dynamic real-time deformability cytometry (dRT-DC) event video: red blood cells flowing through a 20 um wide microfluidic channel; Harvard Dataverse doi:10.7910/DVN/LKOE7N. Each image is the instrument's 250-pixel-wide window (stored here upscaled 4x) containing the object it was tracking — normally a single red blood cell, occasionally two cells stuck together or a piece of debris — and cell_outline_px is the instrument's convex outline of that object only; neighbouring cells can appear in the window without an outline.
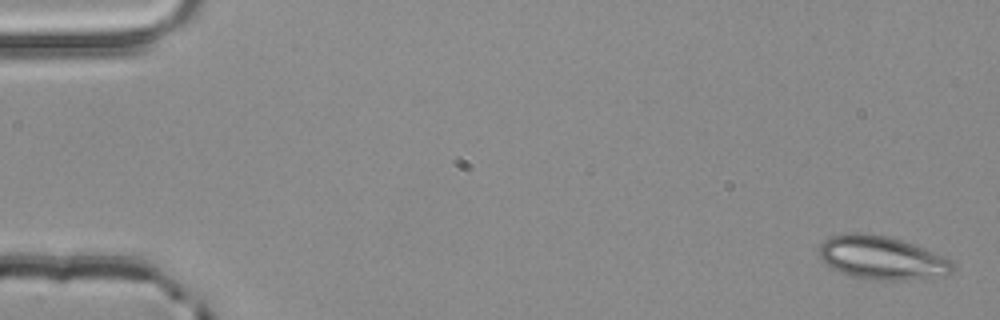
{"species": "common noctule bat (a hibernating species)", "species_latin": "Nyctalus noctula", "temperature_condition": "room temperature", "stored_images_in_passage": 4, "camera_frame_rate_fps": 3000, "um_per_image_px": 0.085, "animal": {"sex": "male", "body_mass_g": 20.4}, "frame": {"image": 1, "passage_image": 1, "time_ms": 0.0, "image_size_px": [1000, 320], "cell_outline_px": [[952, 268], [948, 276], [908, 280], [876, 280], [852, 276], [840, 272], [824, 264], [820, 260], [820, 244], [824, 240], [832, 236], [848, 232], [856, 232], [884, 236], [900, 240], [912, 244], [952, 260]], "centroid_in_image_um": [74.92, 21.93], "position_along_channel_um": 10.1, "area_um2": 33.58}}